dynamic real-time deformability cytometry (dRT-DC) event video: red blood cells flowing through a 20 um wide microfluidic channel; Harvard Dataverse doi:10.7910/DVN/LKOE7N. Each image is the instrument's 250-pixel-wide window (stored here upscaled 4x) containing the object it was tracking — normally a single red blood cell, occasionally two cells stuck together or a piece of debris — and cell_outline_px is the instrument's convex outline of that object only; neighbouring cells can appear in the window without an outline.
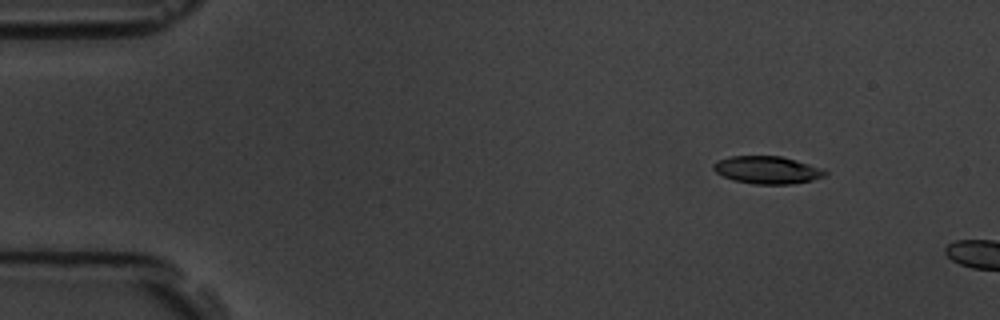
{"species": "common noctule bat (a hibernating species)", "species_latin": "Nyctalus noctula", "temperature_condition": "room temperature", "stored_images_in_passage": 3, "camera_frame_rate_fps": 3000, "um_per_image_px": 0.085, "animal": {"sex": "male", "body_mass_g": 19.5, "forearm_length_mm": 54.6}, "frame": {"image": 1, "passage_image": 1, "time_ms": 0.0, "image_size_px": [1000, 320], "cell_outline_px": [[828, 172], [824, 176], [812, 180], [792, 184], [756, 184], [732, 180], [716, 172], [712, 168], [712, 164], [716, 160], [732, 156], [780, 156], [796, 160], [820, 168]], "centroid_in_image_um": [65.17, 14.44], "position_along_channel_um": 19.8, "area_um2": 17.86}}